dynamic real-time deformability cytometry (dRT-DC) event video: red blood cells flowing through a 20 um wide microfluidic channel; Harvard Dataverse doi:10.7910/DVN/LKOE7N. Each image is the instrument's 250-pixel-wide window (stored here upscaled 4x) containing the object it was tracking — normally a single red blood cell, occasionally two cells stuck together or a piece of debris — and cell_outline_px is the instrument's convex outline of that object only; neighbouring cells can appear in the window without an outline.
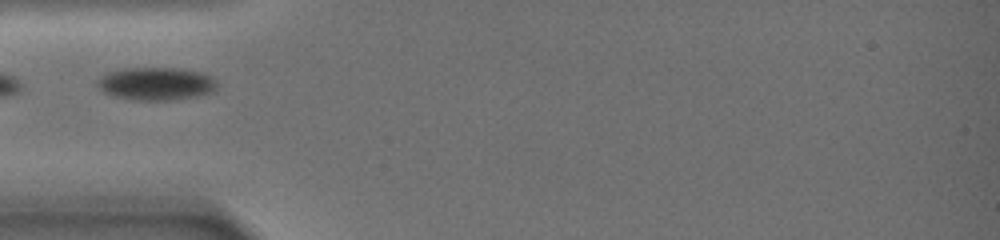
{"species": "common noctule bat (a hibernating species)", "species_latin": "Nyctalus noctula", "temperature_condition": "warm", "stored_images_in_passage": 19, "camera_frame_rate_fps": 3000, "um_per_image_px": 0.085, "animal": {"sex": "female", "body_mass_g": 19.0, "forearm_length_mm": 51.5}, "frame": {"image": 1, "passage_image": 1, "time_ms": 0.0, "image_size_px": [1000, 240], "cell_outline_px": [[216, 92], [176, 100], [132, 100], [116, 96], [104, 92], [96, 84], [96, 80], [100, 76], [108, 72], [124, 68], [180, 68], [204, 72], [212, 76], [216, 84]], "centroid_in_image_um": [13.3, 7.11], "position_along_channel_um": 71.7, "area_um2": 23.24}}
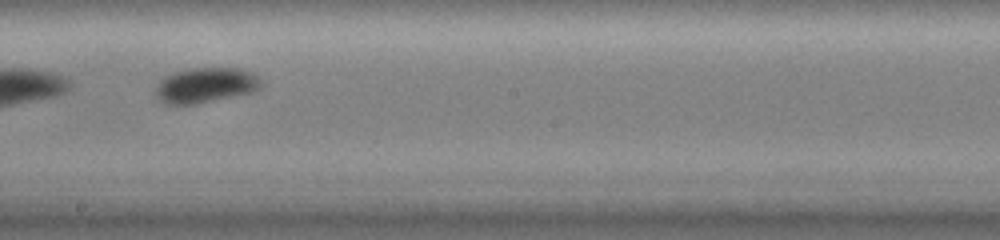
{"frame": {"image": 2, "passage_image": 9, "time_ms": 6.0, "image_size_px": [1000, 240], "cell_outline_px": [[260, 88], [252, 92], [196, 104], [168, 104], [156, 100], [156, 88], [160, 80], [164, 76], [176, 72], [192, 68], [236, 68], [252, 72], [260, 80]], "centroid_in_image_um": [17.44, 7.25], "position_along_channel_um": 230.8, "area_um2": 21.44}}
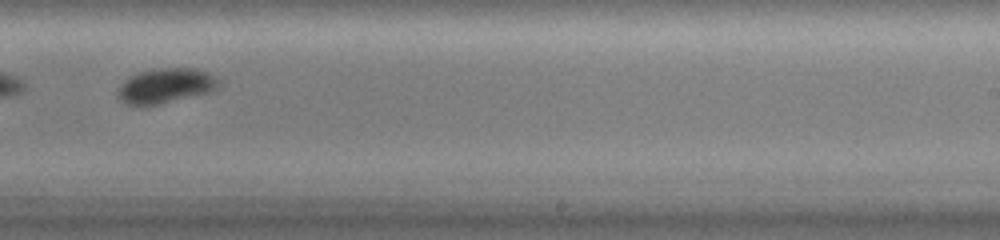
{"frame": {"image": 3, "passage_image": 11, "time_ms": 7.667, "image_size_px": [1000, 240], "cell_outline_px": [[220, 84], [216, 88], [208, 92], [160, 104], [140, 108], [124, 104], [116, 96], [116, 92], [120, 84], [128, 76], [140, 72], [160, 68], [192, 68], [208, 72], [216, 76]], "centroid_in_image_um": [13.99, 7.32], "position_along_channel_um": 275.0, "area_um2": 20.92}}